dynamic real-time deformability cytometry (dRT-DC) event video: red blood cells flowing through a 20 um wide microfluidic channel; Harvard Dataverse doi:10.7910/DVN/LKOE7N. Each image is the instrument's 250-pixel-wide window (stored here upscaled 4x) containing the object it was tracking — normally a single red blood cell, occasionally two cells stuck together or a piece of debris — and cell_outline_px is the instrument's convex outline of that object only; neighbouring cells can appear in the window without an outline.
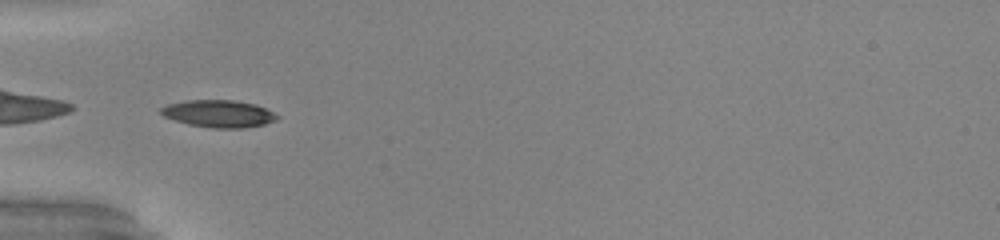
{"species": "common noctule bat (a hibernating species)", "species_latin": "Nyctalus noctula", "temperature_condition": "warm", "stored_images_in_passage": 35, "camera_frame_rate_fps": 3000, "um_per_image_px": 0.085, "animal": {"sex": "male", "body_mass_g": 20.0, "forearm_length_mm": 53.3}, "frame": {"image": 1, "passage_image": 1, "time_ms": 0.0, "image_size_px": [1000, 240], "cell_outline_px": [[280, 116], [276, 120], [264, 124], [244, 128], [212, 128], [188, 124], [164, 116], [160, 112], [160, 108], [168, 104], [184, 100], [236, 100], [256, 104]], "centroid_in_image_um": [18.59, 9.66], "position_along_channel_um": 66.4, "area_um2": 18.44}, "authors_computed_cell_mechanics": {"area_um2": 17.6868, "velocity_mm_per_s": 4.0479, "shape_relaxation_time_tau1_ms": 2.7164, "shape_relaxation_time_tau2_ms": 1.6203, "deformation_change_tau1": 0.1659, "deformation_change_tau2": 0.0574}}